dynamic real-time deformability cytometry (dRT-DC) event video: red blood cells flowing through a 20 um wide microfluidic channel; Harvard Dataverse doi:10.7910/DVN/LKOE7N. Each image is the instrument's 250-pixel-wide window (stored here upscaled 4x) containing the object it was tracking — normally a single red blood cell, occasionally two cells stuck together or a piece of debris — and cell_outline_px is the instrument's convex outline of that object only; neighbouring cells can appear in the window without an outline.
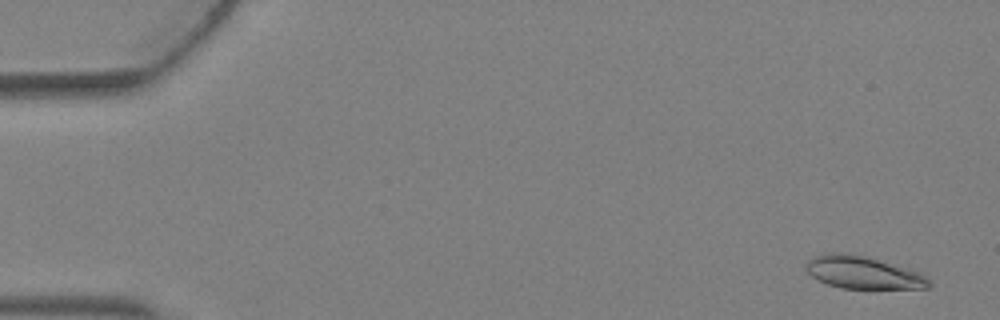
{"species": "Egyptian fruit bat (a non-hibernating species)", "species_latin": "Rousettus aegyptiacus", "temperature_condition": "warm", "stored_images_in_passage": 4, "camera_frame_rate_fps": 3000, "um_per_image_px": 0.085, "animal": {"sex": "female"}, "frame": {"image": 1, "passage_image": 1, "time_ms": 0.0, "image_size_px": [1000, 320], "cell_outline_px": [[932, 284], [928, 288], [840, 288], [828, 284], [812, 276], [804, 268], [804, 264], [812, 256], [828, 252], [844, 252], [864, 256], [908, 268], [924, 276]], "centroid_in_image_um": [73.29, 23.15], "position_along_channel_um": 11.7, "area_um2": 23.12}}
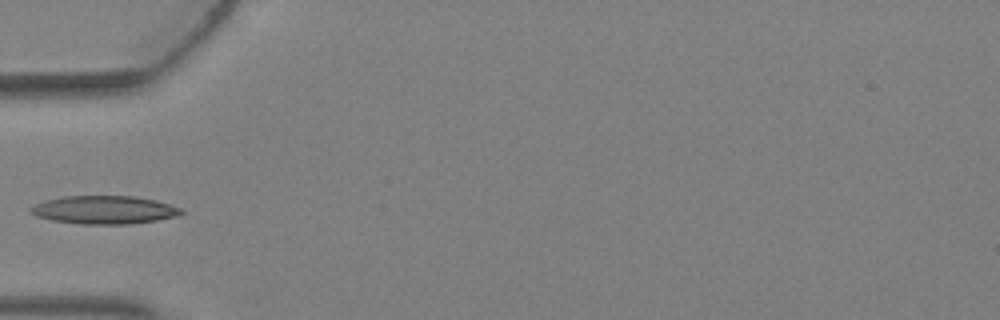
{"frame": {"image": 2, "passage_image": 4, "time_ms": 1.0, "image_size_px": [1000, 320], "cell_outline_px": [[184, 212], [176, 216], [156, 220], [132, 224], [80, 224], [52, 220], [36, 216], [28, 212], [28, 208], [32, 204], [44, 200], [64, 196], [136, 196], [168, 204], [180, 208]], "centroid_in_image_um": [8.77, 17.84], "position_along_channel_um": 76.2, "area_um2": 24.8}}